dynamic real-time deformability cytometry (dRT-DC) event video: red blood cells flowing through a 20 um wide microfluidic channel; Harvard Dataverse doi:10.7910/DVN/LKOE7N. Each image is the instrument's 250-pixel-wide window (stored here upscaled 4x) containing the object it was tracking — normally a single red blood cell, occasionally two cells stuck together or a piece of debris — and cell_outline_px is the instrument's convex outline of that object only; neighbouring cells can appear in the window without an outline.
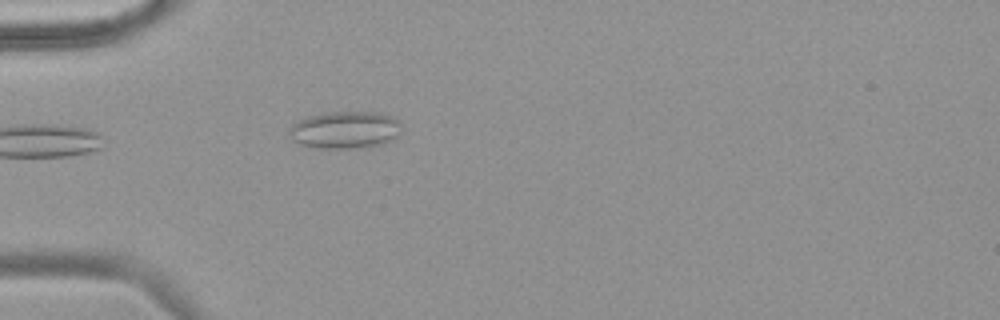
{"species": "common noctule bat (a hibernating species)", "species_latin": "Nyctalus noctula", "temperature_condition": "warm", "stored_images_in_passage": 7, "camera_frame_rate_fps": 3000, "um_per_image_px": 0.085, "animal": {"sex": "female", "body_mass_g": 18.4}, "frame": {"image": 1, "passage_image": 1, "time_ms": 0.0, "image_size_px": [1000, 320], "cell_outline_px": [[400, 132], [392, 140], [380, 144], [360, 148], [316, 148], [300, 144], [292, 140], [288, 132], [288, 128], [292, 124], [308, 116], [332, 112], [380, 112], [392, 116], [400, 120]], "centroid_in_image_um": [29.33, 11.04], "position_along_channel_um": 55.7, "area_um2": 24.51}}